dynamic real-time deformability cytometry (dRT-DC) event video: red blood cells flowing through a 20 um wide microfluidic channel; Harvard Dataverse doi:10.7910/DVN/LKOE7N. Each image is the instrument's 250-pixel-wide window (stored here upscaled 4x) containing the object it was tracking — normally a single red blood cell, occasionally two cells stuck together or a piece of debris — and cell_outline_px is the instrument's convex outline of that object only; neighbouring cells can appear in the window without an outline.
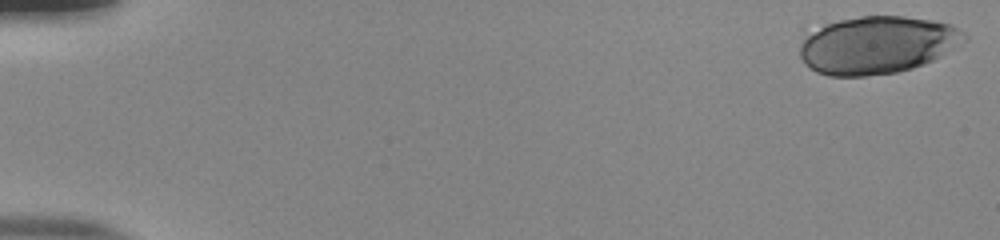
{"species": "human", "species_latin": "Homo sapiens", "temperature_condition": "room temperature", "stored_images_in_passage": 53, "camera_frame_rate_fps": 3000, "um_per_image_px": 0.085, "donor": {"sex": "male"}, "frame": {"image": 1, "passage_image": 1, "time_ms": 0.0, "image_size_px": [1000, 240], "cell_outline_px": [[968, 40], [932, 60], [924, 64], [912, 68], [896, 72], [864, 76], [828, 76], [816, 72], [804, 64], [800, 56], [800, 44], [808, 36], [824, 24], [840, 20], [860, 16], [904, 16], [932, 20], [952, 24], [964, 32], [968, 36]], "centroid_in_image_um": [74.59, 3.82], "position_along_channel_um": 10.4, "area_um2": 55.08}}
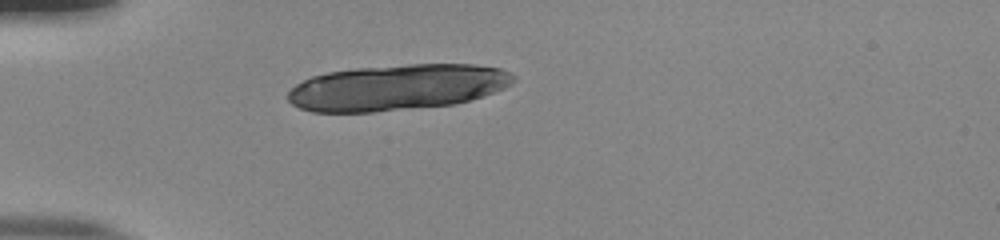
{"frame": {"image": 2, "passage_image": 16, "time_ms": 5.0, "image_size_px": [1000, 240], "cell_outline_px": [[516, 80], [512, 84], [504, 88], [456, 104], [372, 112], [312, 112], [300, 108], [292, 104], [288, 100], [288, 92], [296, 84], [312, 76], [328, 72], [356, 68], [408, 64], [472, 64], [500, 68], [516, 76]], "centroid_in_image_um": [33.75, 7.42], "position_along_channel_um": 51.2, "area_um2": 60.23}}
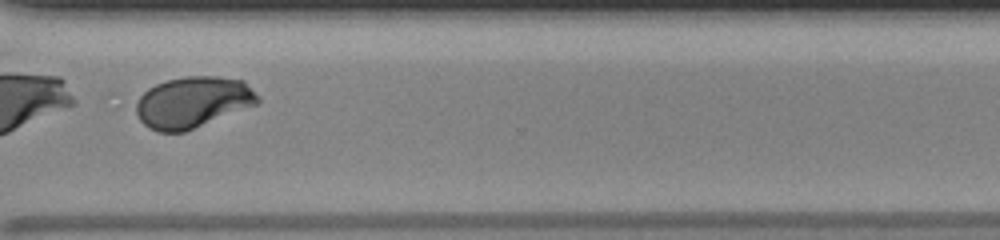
{"frame": {"image": 3, "passage_image": 42, "time_ms": 13.667, "image_size_px": [1000, 240], "cell_outline_px": [[260, 100], [256, 104], [184, 132], [156, 132], [148, 128], [140, 120], [132, 104], [148, 88], [156, 84], [168, 80], [184, 76], [216, 76], [244, 80]], "centroid_in_image_um": [16.32, 8.69], "position_along_channel_um": 354.3, "area_um2": 36.24}}